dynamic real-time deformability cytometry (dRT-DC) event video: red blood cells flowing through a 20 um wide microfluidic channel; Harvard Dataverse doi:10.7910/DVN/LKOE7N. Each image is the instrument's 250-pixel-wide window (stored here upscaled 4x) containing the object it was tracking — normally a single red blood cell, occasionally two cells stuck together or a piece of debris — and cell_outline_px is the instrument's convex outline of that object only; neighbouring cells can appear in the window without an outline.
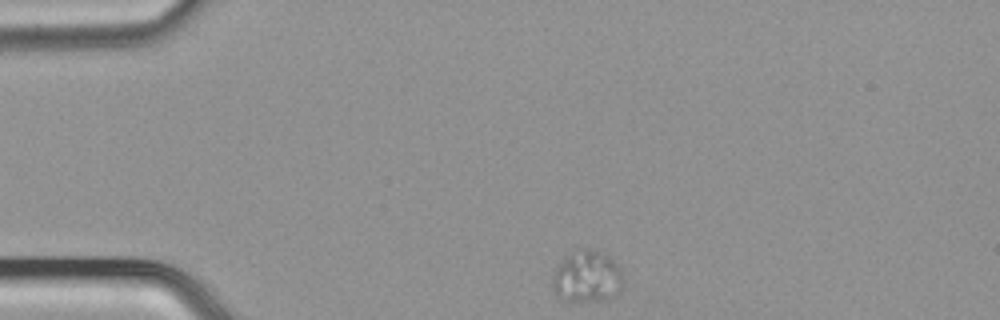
{"species": "common noctule bat (a hibernating species)", "species_latin": "Nyctalus noctula", "temperature_condition": "cold", "stored_images_in_passage": 43, "camera_frame_rate_fps": 3000, "um_per_image_px": 0.085, "animal": {"sex": "male", "body_mass_g": 21.5, "forearm_length_mm": 52.0}, "frame": {"image": 1, "passage_image": 1, "time_ms": 0.0, "image_size_px": [1000, 320], "cell_outline_px": [[620, 288], [608, 300], [576, 304], [560, 300], [552, 292], [552, 272], [572, 252], [580, 248], [588, 248], [604, 252], [620, 268]], "centroid_in_image_um": [49.82, 23.58], "position_along_channel_um": 35.2, "area_um2": 21.73}}
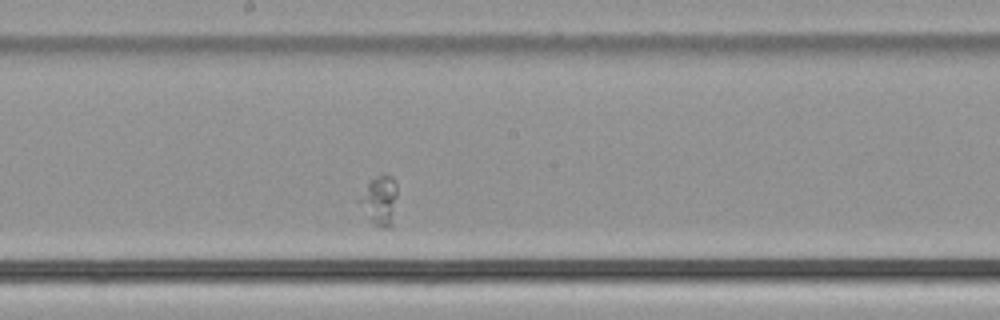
{"frame": {"image": 2, "passage_image": 19, "time_ms": 6.0, "image_size_px": [1000, 320], "cell_outline_px": [[396, 196], [392, 228], [380, 228], [372, 224], [368, 220], [356, 200], [368, 180], [384, 172], [392, 176], [396, 184]], "centroid_in_image_um": [32.22, 17.04], "position_along_channel_um": 216.0, "area_um2": 11.5}}
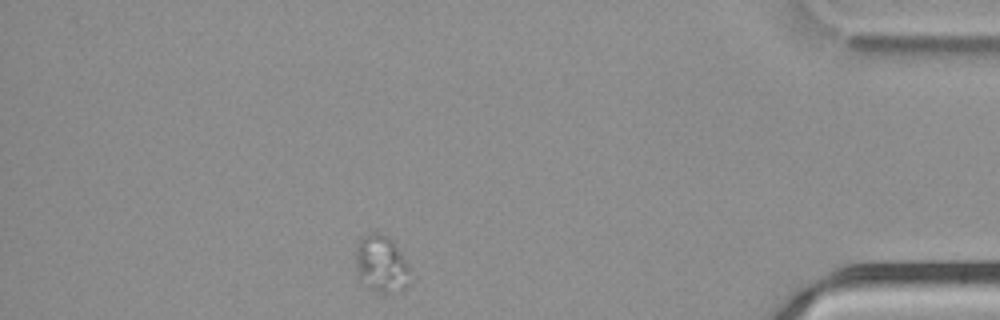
{"frame": {"image": 3, "passage_image": 37, "time_ms": 12.0, "image_size_px": [1000, 320], "cell_outline_px": [[412, 284], [408, 288], [388, 292], [380, 292], [368, 288], [356, 280], [356, 244], [364, 236], [372, 232], [376, 232], [388, 236], [396, 244], [408, 264], [412, 272]], "centroid_in_image_um": [32.43, 22.47], "position_along_channel_um": 402.8, "area_um2": 18.79}}